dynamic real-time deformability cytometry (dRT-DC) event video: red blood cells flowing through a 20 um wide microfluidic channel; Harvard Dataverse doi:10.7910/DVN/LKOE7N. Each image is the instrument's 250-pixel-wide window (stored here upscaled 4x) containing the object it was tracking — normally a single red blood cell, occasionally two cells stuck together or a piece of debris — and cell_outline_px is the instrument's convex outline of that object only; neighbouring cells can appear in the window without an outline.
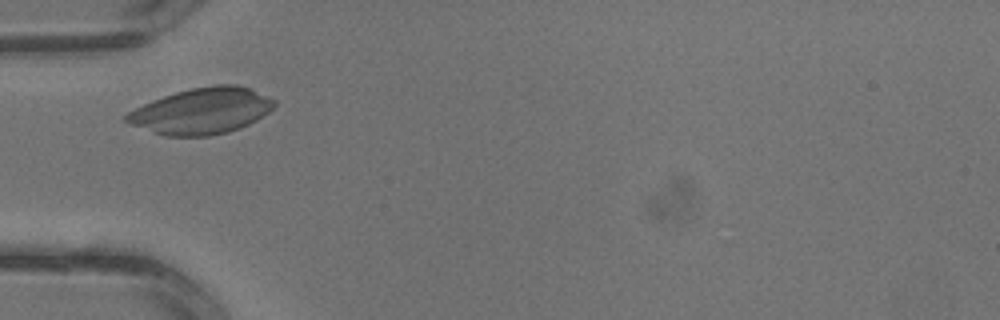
{"species": "common noctule bat (a hibernating species)", "species_latin": "Nyctalus noctula", "temperature_condition": "warm", "stored_images_in_passage": 2, "camera_frame_rate_fps": 3000, "um_per_image_px": 0.085, "animal": {"sex": "male", "body_mass_g": 13.3}, "frame": {"image": 1, "passage_image": 2, "time_ms": 0.333, "image_size_px": [1000, 320], "cell_outline_px": [[276, 104], [268, 112], [256, 120], [240, 128], [228, 132], [208, 136], [164, 136], [128, 124], [124, 120], [124, 116], [128, 112], [152, 100], [176, 92], [192, 88], [216, 84], [236, 84], [248, 88], [276, 100]], "centroid_in_image_um": [17.12, 9.44], "position_along_channel_um": 67.9, "area_um2": 39.59}}